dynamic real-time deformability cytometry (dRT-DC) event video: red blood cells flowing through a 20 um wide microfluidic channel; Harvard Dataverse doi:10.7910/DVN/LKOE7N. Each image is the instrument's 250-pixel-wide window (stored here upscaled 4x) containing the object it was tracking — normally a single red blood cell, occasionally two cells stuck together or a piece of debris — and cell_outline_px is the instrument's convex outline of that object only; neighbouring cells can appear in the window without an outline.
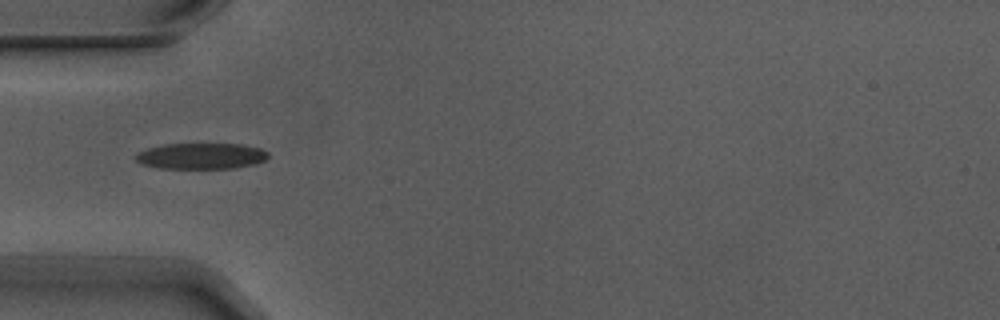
{"species": "Egyptian fruit bat (a non-hibernating species)", "species_latin": "Rousettus aegyptiacus", "temperature_condition": "warm", "stored_images_in_passage": 8, "camera_frame_rate_fps": 3000, "um_per_image_px": 0.085, "animal": {"sex": "male"}, "frame": {"image": 1, "passage_image": 4, "time_ms": 1.0, "image_size_px": [1000, 320], "cell_outline_px": [[268, 156], [264, 160], [256, 164], [236, 168], [160, 168], [144, 164], [136, 160], [132, 156], [148, 148], [164, 144], [240, 144], [260, 148], [268, 152]], "centroid_in_image_um": [17.12, 13.26], "position_along_channel_um": 67.9, "area_um2": 20.0}}
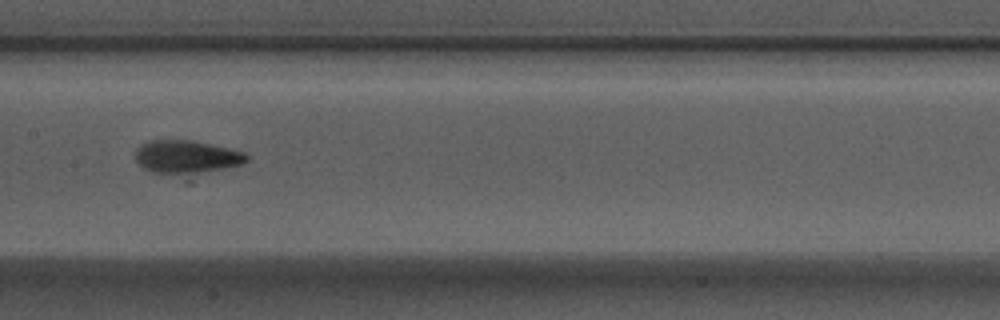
{"frame": {"image": 2, "passage_image": 7, "time_ms": 2.0, "image_size_px": [1000, 320], "cell_outline_px": [[248, 160], [240, 164], [224, 168], [200, 172], [152, 172], [144, 168], [136, 160], [136, 148], [140, 144], [148, 140], [188, 140], [228, 148], [244, 152], [248, 156]], "centroid_in_image_um": [15.82, 13.29], "position_along_channel_um": 191.6, "area_um2": 20.69}}
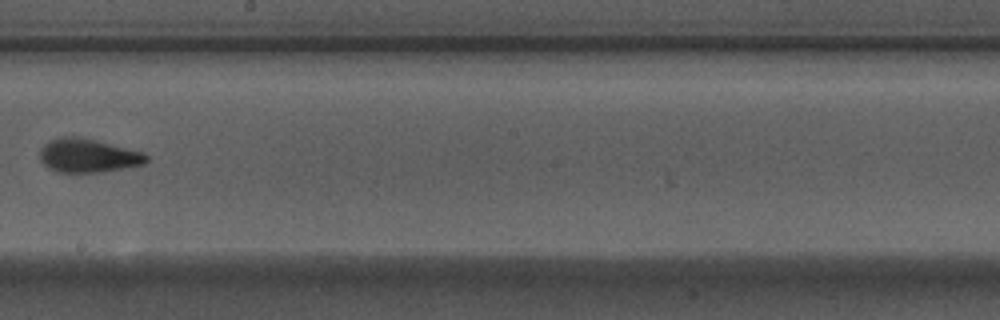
{"frame": {"image": 3, "passage_image": 8, "time_ms": 2.333, "image_size_px": [1000, 320], "cell_outline_px": [[148, 160], [144, 164], [100, 172], [56, 172], [48, 168], [40, 160], [40, 148], [44, 144], [60, 136], [76, 136], [144, 152], [148, 156]], "centroid_in_image_um": [7.46, 13.23], "position_along_channel_um": 240.7, "area_um2": 20.75}}